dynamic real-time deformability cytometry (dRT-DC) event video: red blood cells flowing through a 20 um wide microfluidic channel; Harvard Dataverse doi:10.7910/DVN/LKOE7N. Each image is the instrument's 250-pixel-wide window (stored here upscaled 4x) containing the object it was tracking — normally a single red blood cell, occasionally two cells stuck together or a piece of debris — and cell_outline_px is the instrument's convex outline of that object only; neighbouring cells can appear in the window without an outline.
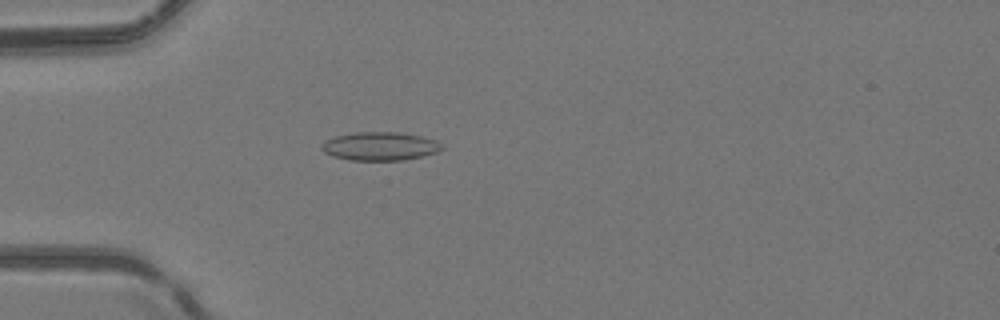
{"species": "common noctule bat (a hibernating species)", "species_latin": "Nyctalus noctula", "temperature_condition": "room temperature", "stored_images_in_passage": 45, "camera_frame_rate_fps": 3000, "um_per_image_px": 0.085, "animal": {"sex": "female", "body_mass_g": 24.6, "forearm_length_mm": 56.2}, "frame": {"image": 1, "passage_image": 10, "time_ms": 3.0, "image_size_px": [1000, 320], "cell_outline_px": [[444, 148], [436, 152], [404, 160], [348, 160], [332, 156], [324, 152], [320, 148], [320, 144], [324, 140], [336, 136], [356, 132], [396, 132], [420, 136], [436, 140], [444, 144]], "centroid_in_image_um": [32.27, 12.43], "position_along_channel_um": 52.7, "area_um2": 20.0}}
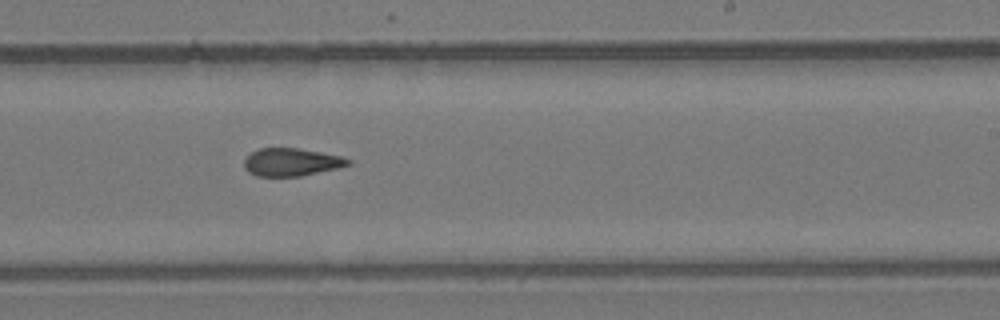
{"frame": {"image": 2, "passage_image": 26, "time_ms": 8.333, "image_size_px": [1000, 320], "cell_outline_px": [[352, 164], [340, 168], [300, 176], [256, 176], [248, 172], [244, 168], [244, 160], [252, 152], [260, 148], [296, 148], [320, 152], [340, 156], [352, 160]], "centroid_in_image_um": [24.79, 13.79], "position_along_channel_um": 264.2, "area_um2": 16.88}}
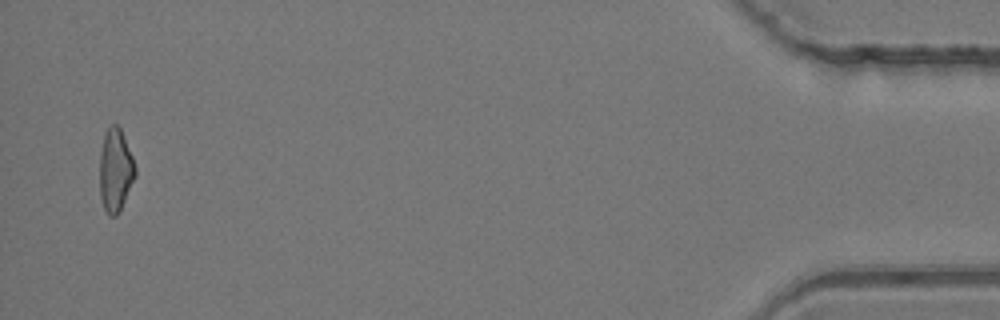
{"frame": {"image": 3, "passage_image": 44, "time_ms": 14.333, "image_size_px": [1000, 320], "cell_outline_px": [[136, 176], [120, 212], [116, 216], [108, 216], [104, 208], [100, 196], [100, 152], [104, 132], [112, 124], [116, 124], [120, 128], [132, 156], [136, 168]], "centroid_in_image_um": [9.81, 14.5], "position_along_channel_um": 425.4, "area_um2": 17.34}, "authors_computed_cell_mechanics": {"area_um2": 17.5712, "velocity_mm_per_s": 4.1773, "shape_relaxation_time_tau1_ms": null, "shape_relaxation_time_tau2_ms": 3.0334, "deformation_change_tau1": null, "deformation_change_tau2": 0.0937}}